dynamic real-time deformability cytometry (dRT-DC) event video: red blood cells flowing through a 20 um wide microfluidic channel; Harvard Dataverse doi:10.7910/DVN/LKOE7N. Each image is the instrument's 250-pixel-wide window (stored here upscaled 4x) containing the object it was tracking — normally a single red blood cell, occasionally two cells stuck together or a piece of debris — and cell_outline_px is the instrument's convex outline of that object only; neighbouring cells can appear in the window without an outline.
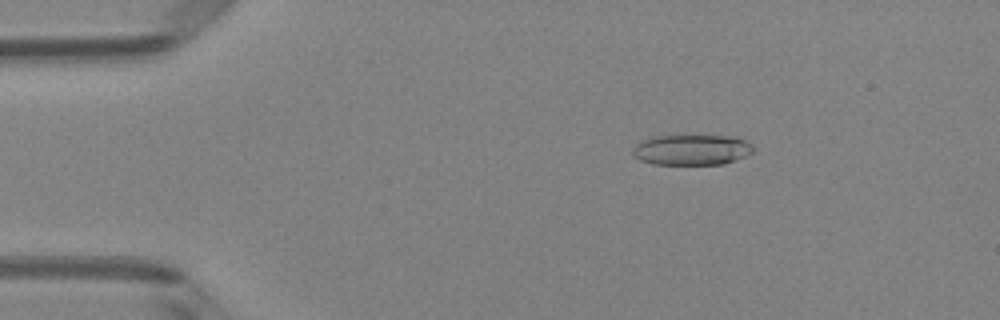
{"species": "Egyptian fruit bat (a non-hibernating species)", "species_latin": "Rousettus aegyptiacus", "temperature_condition": "room temperature", "stored_images_in_passage": 44, "camera_frame_rate_fps": 3000, "um_per_image_px": 0.085, "animal": {"sex": "female"}, "frame": {"image": 1, "passage_image": 2, "time_ms": 0.333, "image_size_px": [1000, 320], "cell_outline_px": [[756, 152], [736, 160], [724, 164], [652, 164], [640, 160], [632, 156], [632, 148], [640, 140], [652, 136], [736, 136], [748, 140], [756, 148]], "centroid_in_image_um": [58.84, 12.73], "position_along_channel_um": 26.2, "area_um2": 21.96}}
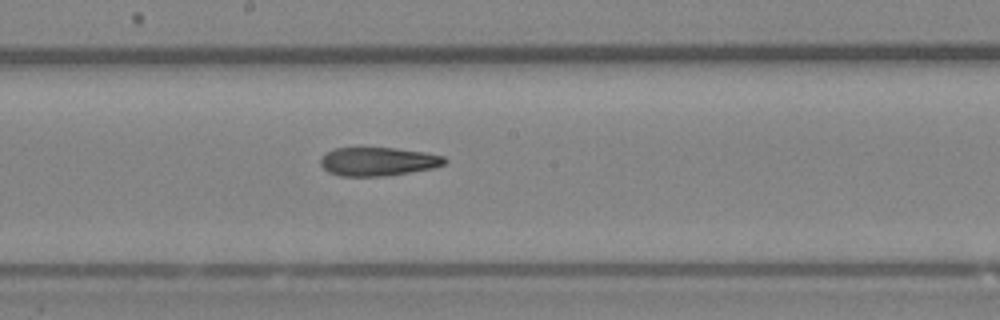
{"frame": {"image": 2, "passage_image": 21, "time_ms": 6.667, "image_size_px": [1000, 320], "cell_outline_px": [[448, 160], [444, 164], [432, 168], [388, 176], [340, 176], [328, 172], [320, 164], [320, 156], [324, 152], [336, 148], [396, 148], [424, 152], [444, 156]], "centroid_in_image_um": [32.1, 13.73], "position_along_channel_um": 216.1, "area_um2": 20.81}}
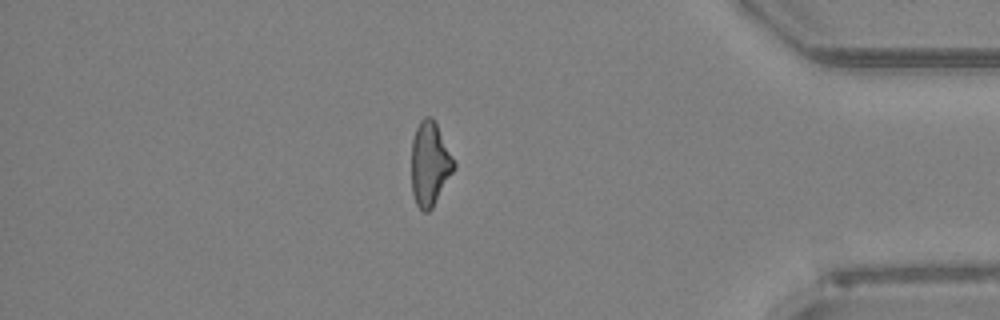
{"frame": {"image": 3, "passage_image": 37, "time_ms": 12.0, "image_size_px": [1000, 320], "cell_outline_px": [[456, 168], [432, 208], [428, 212], [424, 212], [416, 204], [412, 192], [412, 140], [416, 128], [420, 120], [424, 116], [432, 116], [456, 164]], "centroid_in_image_um": [36.53, 13.93], "position_along_channel_um": 398.7, "area_um2": 20.69}, "authors_computed_cell_mechanics": {"area_um2": 21.5883, "velocity_mm_per_s": 4.0444, "shape_relaxation_time_tau1_ms": null, "shape_relaxation_time_tau2_ms": 10.1224, "deformation_change_tau1": null, "deformation_change_tau2": 0.2571}}